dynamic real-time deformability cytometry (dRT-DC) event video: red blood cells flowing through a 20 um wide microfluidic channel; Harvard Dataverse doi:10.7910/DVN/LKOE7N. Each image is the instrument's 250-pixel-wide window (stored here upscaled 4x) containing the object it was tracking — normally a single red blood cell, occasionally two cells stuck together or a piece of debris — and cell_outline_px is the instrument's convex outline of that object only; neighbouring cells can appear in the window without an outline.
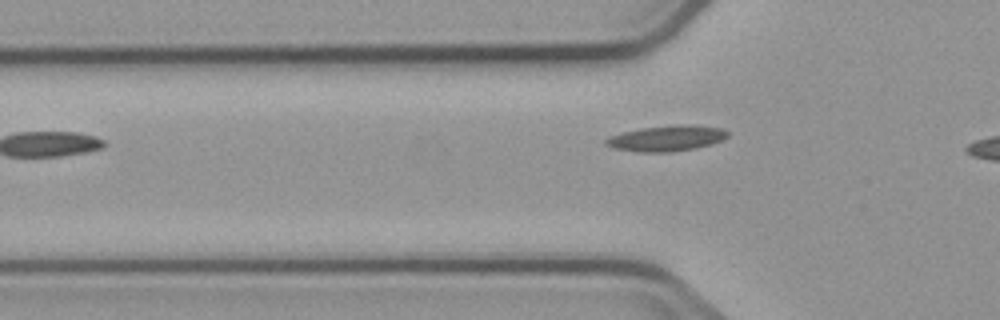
{"species": "common noctule bat (a hibernating species)", "species_latin": "Nyctalus noctula", "temperature_condition": "cold", "stored_images_in_passage": 3, "camera_frame_rate_fps": 3000, "um_per_image_px": 0.085, "animal": {"sex": "male", "body_mass_g": 23.1, "forearm_length_mm": 52.7}, "frame": {"image": 1, "passage_image": 3, "time_ms": 2.333, "image_size_px": [1000, 320], "cell_outline_px": [[728, 136], [724, 140], [712, 144], [696, 148], [672, 152], [640, 152], [616, 148], [604, 144], [604, 140], [608, 136], [640, 128], [672, 124], [692, 124], [724, 128], [728, 132]], "centroid_in_image_um": [56.71, 11.74], "position_along_channel_um": 69.1, "area_um2": 18.55}}